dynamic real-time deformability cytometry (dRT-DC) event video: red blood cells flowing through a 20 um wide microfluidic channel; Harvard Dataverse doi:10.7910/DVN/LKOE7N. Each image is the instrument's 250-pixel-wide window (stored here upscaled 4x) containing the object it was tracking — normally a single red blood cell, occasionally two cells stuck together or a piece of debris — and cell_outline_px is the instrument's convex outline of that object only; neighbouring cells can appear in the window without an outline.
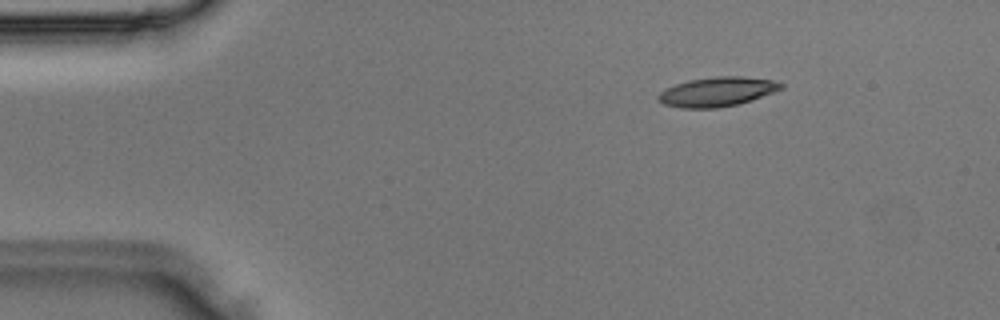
{"species": "Egyptian fruit bat (a non-hibernating species)", "species_latin": "Rousettus aegyptiacus", "temperature_condition": "room temperature", "stored_images_in_passage": 4, "camera_frame_rate_fps": 3000, "um_per_image_px": 0.085, "animal": {"sex": "male"}, "frame": {"image": 1, "passage_image": 2, "time_ms": 0.333, "image_size_px": [1000, 320], "cell_outline_px": [[784, 88], [776, 92], [752, 100], [720, 108], [680, 108], [664, 104], [656, 96], [664, 88], [688, 80], [716, 76], [744, 76], [772, 80], [784, 84]], "centroid_in_image_um": [60.98, 7.79], "position_along_channel_um": 24.0, "area_um2": 21.21}}